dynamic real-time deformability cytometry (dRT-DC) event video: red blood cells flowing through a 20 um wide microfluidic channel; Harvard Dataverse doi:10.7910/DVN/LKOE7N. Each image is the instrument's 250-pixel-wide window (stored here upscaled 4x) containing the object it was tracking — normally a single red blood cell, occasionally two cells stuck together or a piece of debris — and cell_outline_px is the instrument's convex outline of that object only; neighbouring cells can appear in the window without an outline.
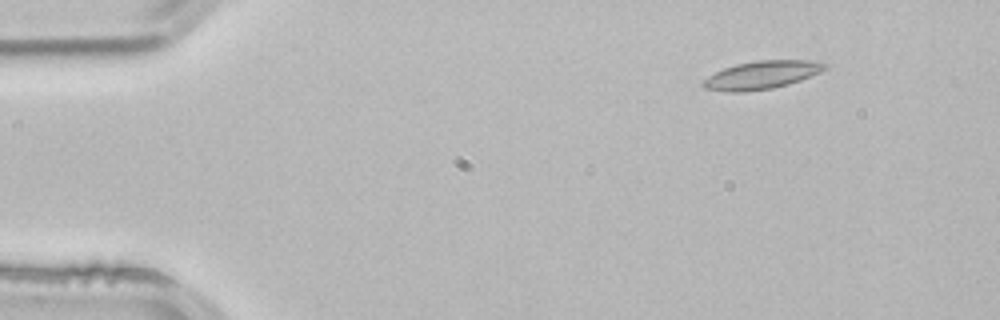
{"species": "common noctule bat (a hibernating species)", "species_latin": "Nyctalus noctula", "temperature_condition": "room temperature", "stored_images_in_passage": 3, "camera_frame_rate_fps": 3000, "um_per_image_px": 0.085, "animal": {"sex": "male", "body_mass_g": 21.5, "forearm_length_mm": 52.0}, "frame": {"image": 1, "passage_image": 1, "time_ms": 0.0, "image_size_px": [1000, 320], "cell_outline_px": [[828, 68], [820, 72], [800, 80], [788, 84], [772, 88], [744, 92], [728, 92], [704, 88], [700, 84], [708, 76], [724, 68], [736, 64], [756, 60], [808, 60], [828, 64]], "centroid_in_image_um": [64.73, 6.37], "position_along_channel_um": 20.3, "area_um2": 19.88}}
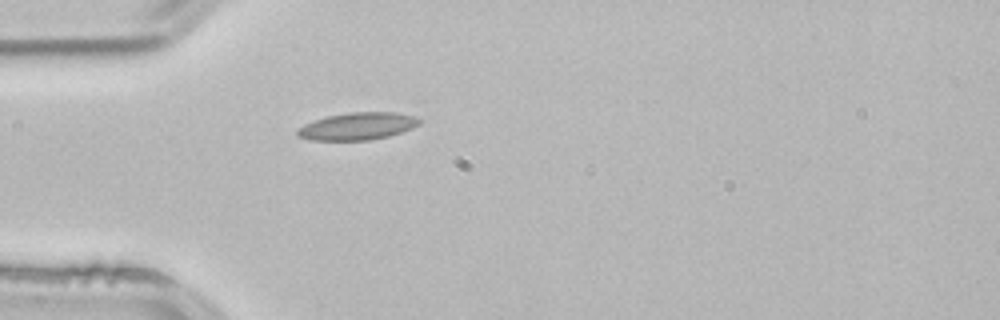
{"frame": {"image": 2, "passage_image": 3, "time_ms": 0.667, "image_size_px": [1000, 320], "cell_outline_px": [[424, 120], [420, 124], [412, 128], [388, 136], [368, 140], [308, 140], [296, 136], [296, 128], [304, 124], [328, 116], [348, 112], [396, 112], [416, 116]], "centroid_in_image_um": [30.4, 10.72], "position_along_channel_um": 54.6, "area_um2": 19.59}}